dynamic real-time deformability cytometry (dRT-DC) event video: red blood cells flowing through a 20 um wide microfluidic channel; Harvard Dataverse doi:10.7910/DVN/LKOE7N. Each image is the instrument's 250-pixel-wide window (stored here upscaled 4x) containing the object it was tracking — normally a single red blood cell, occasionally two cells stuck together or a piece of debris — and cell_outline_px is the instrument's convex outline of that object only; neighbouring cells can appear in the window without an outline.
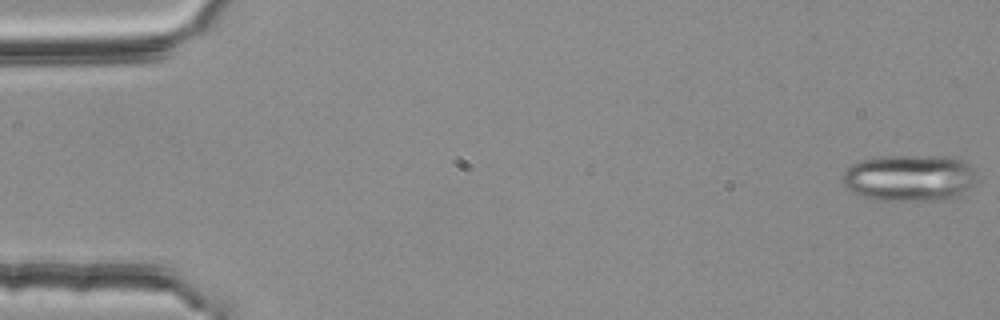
{"species": "common noctule bat (a hibernating species)", "species_latin": "Nyctalus noctula", "temperature_condition": "room temperature", "stored_images_in_passage": 49, "segment_of_instrument_passage": [1, 2], "camera_frame_rate_fps": 3000, "um_per_image_px": 0.085, "animal": {"sex": "female", "body_mass_g": 25.1}, "frame": {"image": 1, "passage_image": 1, "time_ms": 0.0, "image_size_px": [1000, 320], "cell_outline_px": [[976, 180], [968, 188], [956, 196], [948, 200], [872, 200], [852, 192], [840, 180], [844, 172], [852, 164], [864, 160], [884, 156], [952, 156], [964, 160], [976, 172]], "centroid_in_image_um": [77.31, 15.12], "position_along_channel_um": 7.7, "area_um2": 36.59}}